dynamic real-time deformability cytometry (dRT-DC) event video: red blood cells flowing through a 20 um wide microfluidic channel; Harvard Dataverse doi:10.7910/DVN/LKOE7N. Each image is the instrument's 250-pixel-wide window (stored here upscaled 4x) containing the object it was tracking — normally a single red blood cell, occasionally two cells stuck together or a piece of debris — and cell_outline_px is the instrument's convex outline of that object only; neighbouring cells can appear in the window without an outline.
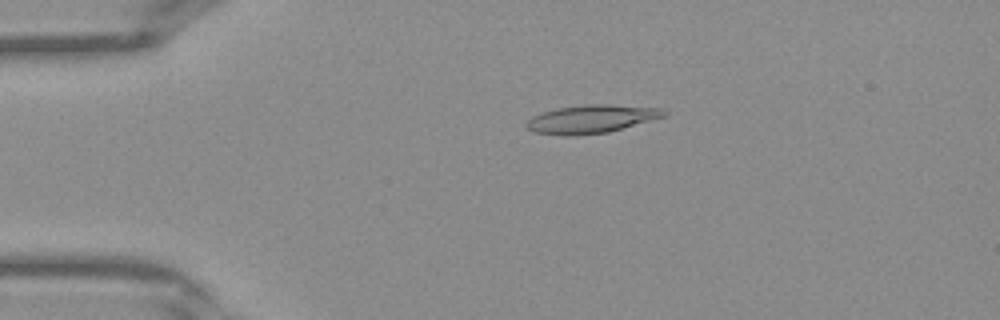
{"species": "Egyptian fruit bat (a non-hibernating species)", "species_latin": "Rousettus aegyptiacus", "temperature_condition": "warm", "stored_images_in_passage": 41, "camera_frame_rate_fps": 3000, "um_per_image_px": 0.085, "frame": {"image": 1, "passage_image": 9, "time_ms": 2.667, "image_size_px": [1000, 320], "cell_outline_px": [[668, 112], [664, 116], [608, 132], [572, 136], [564, 136], [532, 132], [524, 124], [532, 116], [540, 112], [556, 108], [584, 104], [608, 104], [664, 108]], "centroid_in_image_um": [50.21, 10.11], "position_along_channel_um": 34.8, "area_um2": 22.77}}
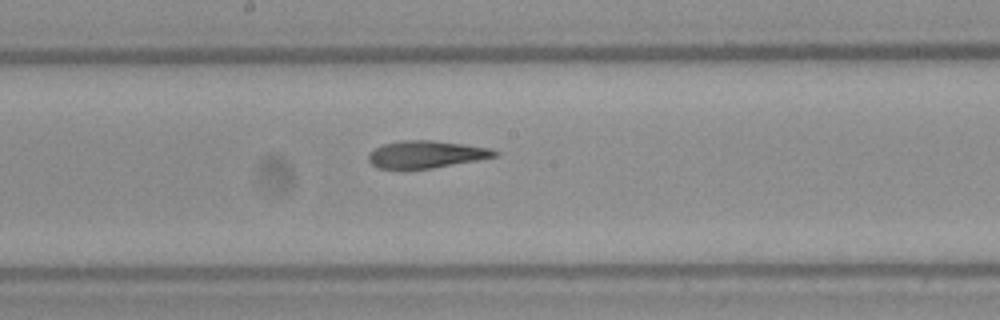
{"frame": {"image": 2, "passage_image": 22, "time_ms": 7.0, "image_size_px": [1000, 320], "cell_outline_px": [[500, 152], [496, 156], [476, 160], [432, 168], [380, 168], [372, 164], [368, 160], [368, 156], [376, 148], [384, 144], [404, 140], [432, 140], [464, 144], [492, 148]], "centroid_in_image_um": [36.27, 13.11], "position_along_channel_um": 211.9, "area_um2": 19.71}}
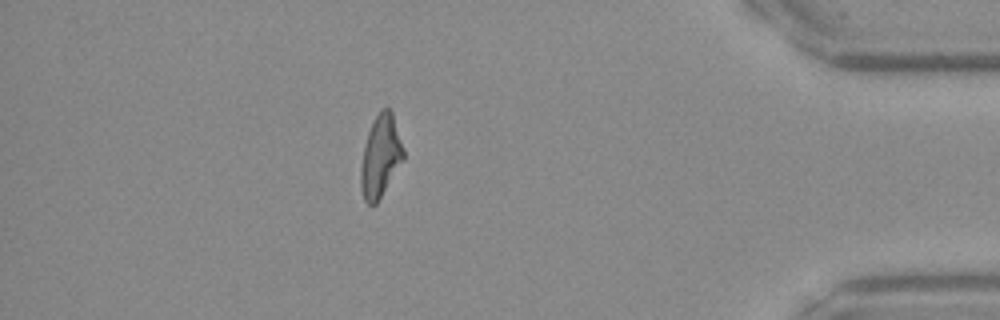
{"frame": {"image": 3, "passage_image": 36, "time_ms": 11.667, "image_size_px": [1000, 320], "cell_outline_px": [[404, 160], [376, 204], [368, 204], [364, 200], [360, 184], [360, 168], [364, 144], [372, 120], [380, 108], [388, 108], [392, 112], [404, 152]], "centroid_in_image_um": [32.33, 13.27], "position_along_channel_um": 402.9, "area_um2": 20.4}}